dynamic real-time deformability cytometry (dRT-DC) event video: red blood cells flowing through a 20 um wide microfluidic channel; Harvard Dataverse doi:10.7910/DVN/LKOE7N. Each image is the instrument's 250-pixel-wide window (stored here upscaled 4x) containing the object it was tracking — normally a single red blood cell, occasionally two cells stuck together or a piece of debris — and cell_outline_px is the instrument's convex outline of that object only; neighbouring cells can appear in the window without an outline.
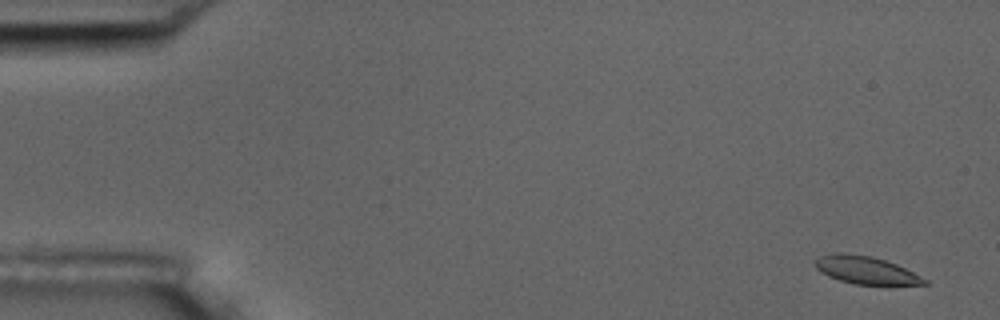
{"species": "common noctule bat (a hibernating species)", "species_latin": "Nyctalus noctula", "temperature_condition": "room temperature", "stored_images_in_passage": 5, "camera_frame_rate_fps": 3000, "um_per_image_px": 0.085, "animal": {"sex": "male", "body_mass_g": 17.5, "forearm_length_mm": 52.3}, "frame": {"image": 1, "passage_image": 1, "time_ms": 0.0, "image_size_px": [1000, 320], "cell_outline_px": [[928, 284], [852, 284], [828, 276], [820, 272], [816, 268], [816, 256], [836, 252], [844, 252], [872, 256], [896, 264], [928, 280]], "centroid_in_image_um": [73.53, 22.94], "position_along_channel_um": 11.5, "area_um2": 17.51}}